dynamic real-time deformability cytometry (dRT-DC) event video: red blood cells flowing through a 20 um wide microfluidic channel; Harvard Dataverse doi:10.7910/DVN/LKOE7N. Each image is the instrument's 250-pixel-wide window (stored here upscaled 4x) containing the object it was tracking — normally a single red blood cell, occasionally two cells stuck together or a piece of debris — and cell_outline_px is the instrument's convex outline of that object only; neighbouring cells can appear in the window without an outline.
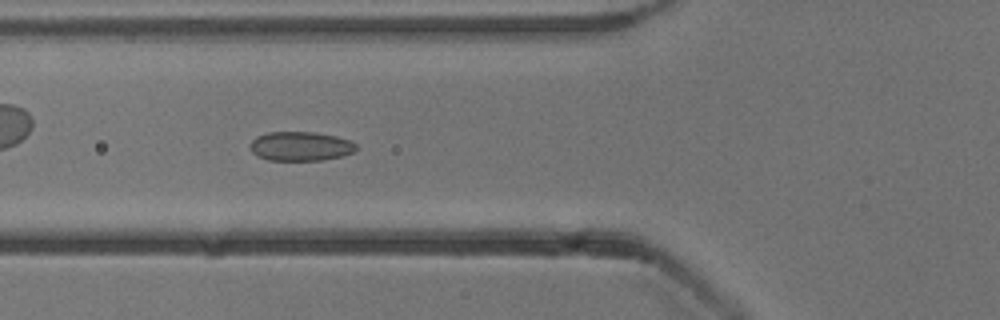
{"species": "common noctule bat (a hibernating species)", "species_latin": "Nyctalus noctula", "temperature_condition": "cold", "stored_images_in_passage": 48, "camera_frame_rate_fps": 3000, "um_per_image_px": 0.085, "animal": {"sex": "male", "body_mass_g": 13.3}, "frame": {"image": 1, "passage_image": 14, "time_ms": 4.333, "image_size_px": [1000, 320], "cell_outline_px": [[360, 148], [352, 152], [340, 156], [320, 160], [268, 160], [252, 152], [252, 140], [256, 136], [268, 132], [316, 132], [336, 136], [348, 140], [356, 144]], "centroid_in_image_um": [25.57, 12.42], "position_along_channel_um": 100.2, "area_um2": 17.86}}
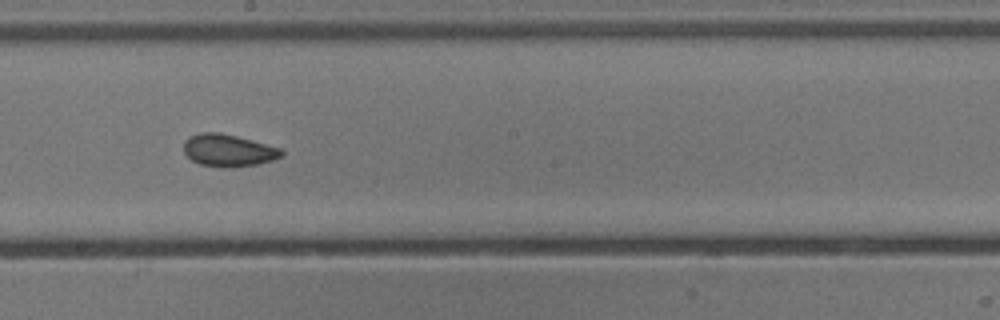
{"frame": {"image": 2, "passage_image": 24, "time_ms": 7.667, "image_size_px": [1000, 320], "cell_outline_px": [[284, 156], [272, 160], [256, 164], [232, 168], [224, 168], [200, 164], [192, 160], [184, 152], [184, 140], [200, 132], [220, 132], [252, 140], [280, 148], [284, 152]], "centroid_in_image_um": [19.41, 12.79], "position_along_channel_um": 228.8, "area_um2": 18.38}}
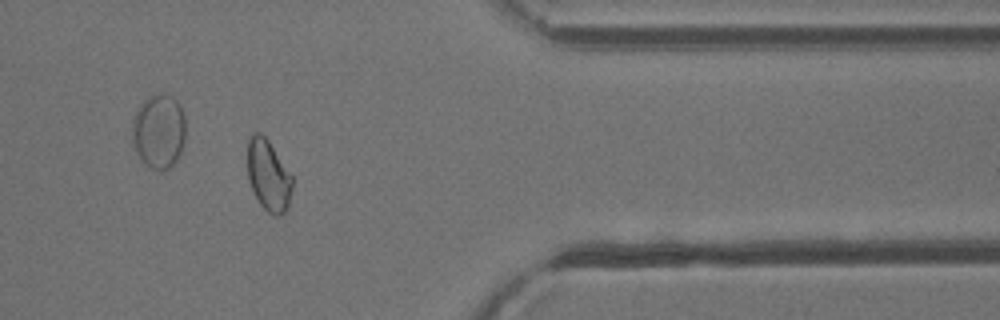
{"frame": {"image": 3, "passage_image": 38, "time_ms": 12.333, "image_size_px": [1000, 320], "cell_outline_px": [[292, 188], [288, 208], [280, 216], [276, 216], [268, 212], [260, 204], [248, 180], [248, 140], [252, 132], [260, 132], [268, 140], [292, 176]], "centroid_in_image_um": [22.81, 14.91], "position_along_channel_um": 388.6, "area_um2": 18.44}, "authors_computed_cell_mechanics": {"area_um2": 18.496, "velocity_mm_per_s": 3.8556, "shape_relaxation_time_tau1_ms": 5.9798, "shape_relaxation_time_tau2_ms": 2.0776, "deformation_change_tau1": 0.0871, "deformation_change_tau2": 0.071}}